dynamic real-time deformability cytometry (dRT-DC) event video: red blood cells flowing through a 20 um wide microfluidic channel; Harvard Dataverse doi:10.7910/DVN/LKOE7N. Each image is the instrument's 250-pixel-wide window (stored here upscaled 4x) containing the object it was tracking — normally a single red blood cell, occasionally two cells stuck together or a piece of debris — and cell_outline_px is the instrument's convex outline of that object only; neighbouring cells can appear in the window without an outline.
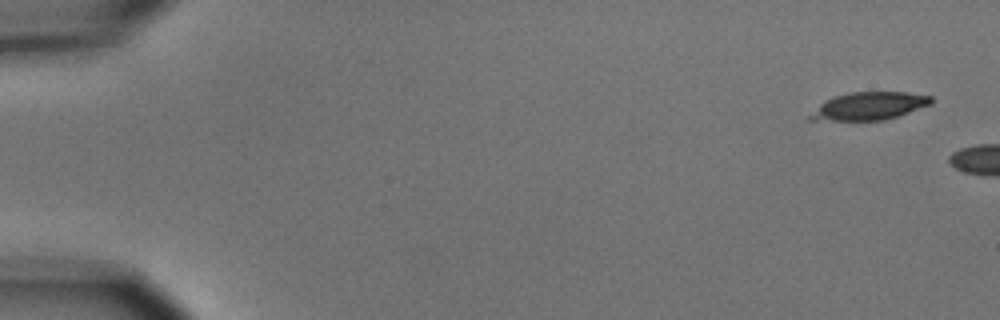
{"species": "common noctule bat (a hibernating species)", "species_latin": "Nyctalus noctula", "temperature_condition": "cold", "stored_images_in_passage": 2, "camera_frame_rate_fps": 3000, "um_per_image_px": 0.085, "animal": {"sex": "male", "body_mass_g": 15.6}, "frame": {"image": 1, "passage_image": 1, "time_ms": 0.0, "image_size_px": [1000, 320], "cell_outline_px": [[932, 104], [884, 120], [808, 120], [808, 116], [824, 100], [836, 96], [852, 92], [904, 92], [932, 96]], "centroid_in_image_um": [73.87, 9.01], "position_along_channel_um": 11.1, "area_um2": 19.31}}